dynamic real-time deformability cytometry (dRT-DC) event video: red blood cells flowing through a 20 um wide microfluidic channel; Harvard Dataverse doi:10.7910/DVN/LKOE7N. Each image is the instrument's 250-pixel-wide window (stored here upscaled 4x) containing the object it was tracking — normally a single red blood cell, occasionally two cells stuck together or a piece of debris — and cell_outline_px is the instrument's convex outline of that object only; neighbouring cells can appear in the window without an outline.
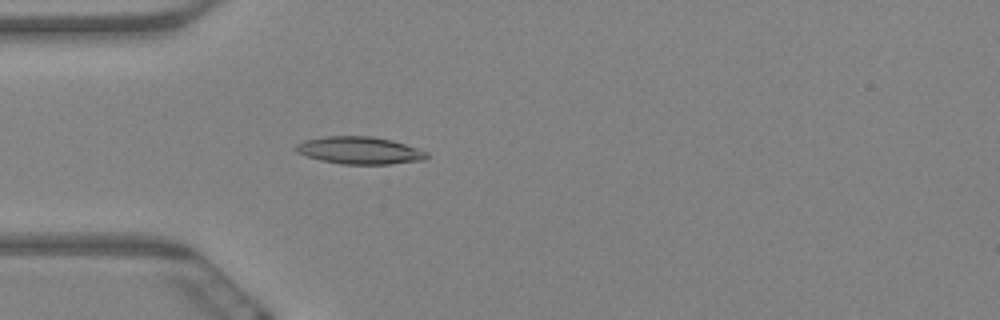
{"species": "Egyptian fruit bat (a non-hibernating species)", "species_latin": "Rousettus aegyptiacus", "temperature_condition": "warm", "stored_images_in_passage": 6, "camera_frame_rate_fps": 3000, "um_per_image_px": 0.085, "animal": {"sex": "female"}, "frame": {"image": 1, "passage_image": 6, "time_ms": 1.667, "image_size_px": [1000, 320], "cell_outline_px": [[428, 156], [424, 160], [388, 164], [340, 164], [320, 160], [296, 152], [292, 148], [296, 144], [304, 140], [324, 136], [372, 136], [392, 140], [428, 152]], "centroid_in_image_um": [30.52, 12.78], "position_along_channel_um": 54.5, "area_um2": 20.92}}